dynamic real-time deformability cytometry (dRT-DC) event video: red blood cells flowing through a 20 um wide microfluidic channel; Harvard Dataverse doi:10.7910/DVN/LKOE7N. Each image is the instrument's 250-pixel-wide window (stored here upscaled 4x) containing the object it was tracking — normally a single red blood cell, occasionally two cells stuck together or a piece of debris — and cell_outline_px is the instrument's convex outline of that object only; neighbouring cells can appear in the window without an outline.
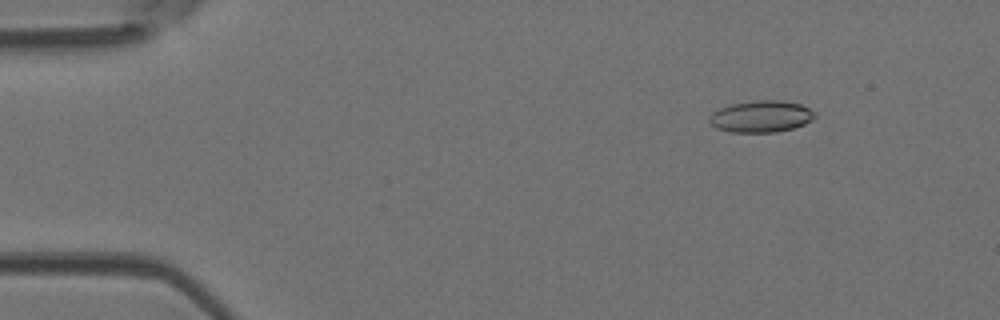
{"species": "Egyptian fruit bat (a non-hibernating species)", "species_latin": "Rousettus aegyptiacus", "temperature_condition": "room temperature", "stored_images_in_passage": 7, "camera_frame_rate_fps": 3000, "um_per_image_px": 0.085, "animal": {"sex": "female"}, "frame": {"image": 1, "passage_image": 2, "time_ms": 0.333, "image_size_px": [1000, 320], "cell_outline_px": [[816, 116], [812, 120], [804, 124], [792, 128], [776, 132], [728, 132], [716, 128], [708, 120], [708, 116], [712, 112], [720, 108], [732, 104], [756, 100], [780, 100], [800, 104], [816, 112]], "centroid_in_image_um": [64.68, 9.9], "position_along_channel_um": 20.3, "area_um2": 19.54}}
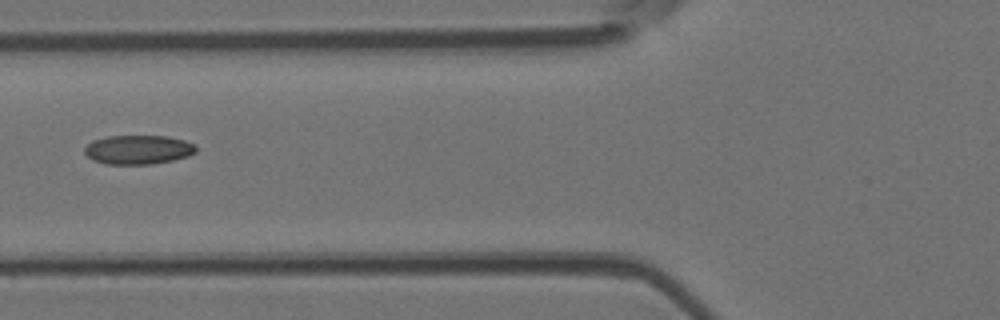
{"frame": {"image": 2, "passage_image": 5, "time_ms": 1.333, "image_size_px": [1000, 320], "cell_outline_px": [[196, 152], [188, 156], [172, 160], [152, 164], [104, 164], [92, 160], [84, 152], [84, 148], [92, 140], [108, 136], [168, 136], [184, 140], [196, 144]], "centroid_in_image_um": [11.74, 12.72], "position_along_channel_um": 114.1, "area_um2": 19.02}}
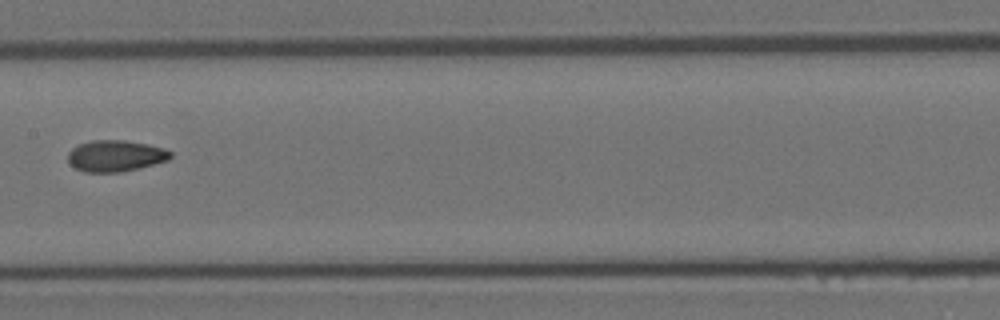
{"frame": {"image": 3, "passage_image": 7, "time_ms": 2.0, "image_size_px": [1000, 320], "cell_outline_px": [[172, 156], [168, 160], [120, 172], [84, 172], [76, 168], [68, 160], [68, 152], [72, 148], [80, 144], [92, 140], [124, 140], [148, 144], [164, 148], [172, 152]], "centroid_in_image_um": [9.82, 13.24], "position_along_channel_um": 197.6, "area_um2": 18.55}}